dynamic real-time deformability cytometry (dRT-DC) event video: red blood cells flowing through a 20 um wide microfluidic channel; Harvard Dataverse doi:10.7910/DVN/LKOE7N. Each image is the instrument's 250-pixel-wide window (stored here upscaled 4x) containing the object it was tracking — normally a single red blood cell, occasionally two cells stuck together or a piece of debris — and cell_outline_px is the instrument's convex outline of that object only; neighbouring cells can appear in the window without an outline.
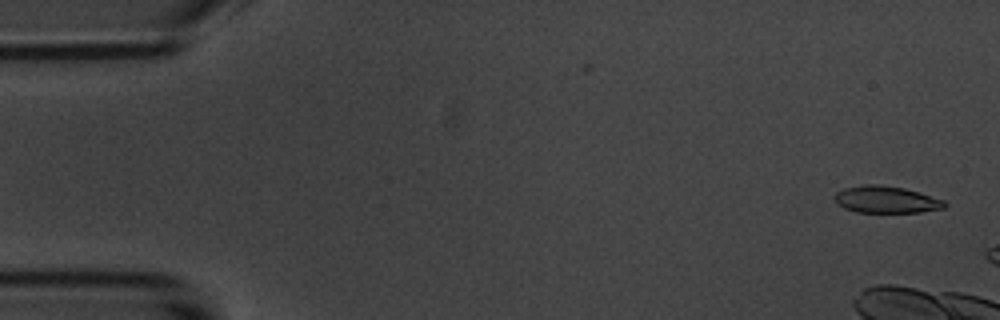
{"species": "common noctule bat (a hibernating species)", "species_latin": "Nyctalus noctula", "temperature_condition": "room temperature", "stored_images_in_passage": 2, "camera_frame_rate_fps": 3000, "um_per_image_px": 0.085, "animal": {"sex": "male", "body_mass_g": 20.1, "forearm_length_mm": 53.5}, "frame": {"image": 1, "passage_image": 2, "time_ms": 1.333, "image_size_px": [1000, 320], "cell_outline_px": [[948, 204], [944, 208], [920, 212], [856, 212], [844, 208], [836, 204], [832, 196], [836, 192], [844, 188], [864, 184], [880, 184], [904, 188], [944, 200]], "centroid_in_image_um": [75.27, 16.96], "position_along_channel_um": 9.7, "area_um2": 17.4}}